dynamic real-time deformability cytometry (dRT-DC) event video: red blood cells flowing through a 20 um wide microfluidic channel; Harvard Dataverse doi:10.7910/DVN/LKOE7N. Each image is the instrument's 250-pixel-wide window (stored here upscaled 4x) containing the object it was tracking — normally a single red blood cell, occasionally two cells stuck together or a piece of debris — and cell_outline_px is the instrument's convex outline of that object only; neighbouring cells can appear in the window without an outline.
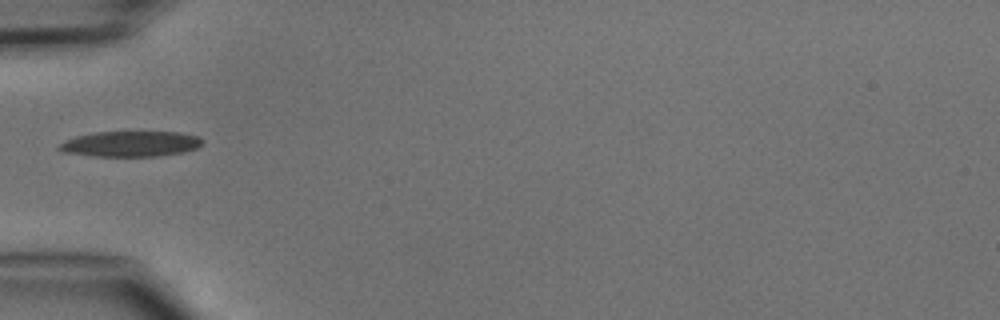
{"species": "common noctule bat (a hibernating species)", "species_latin": "Nyctalus noctula", "temperature_condition": "cold", "stored_images_in_passage": 5, "camera_frame_rate_fps": 3000, "um_per_image_px": 0.085, "animal": {"sex": "male", "body_mass_g": 15.6}, "frame": {"image": 1, "passage_image": 4, "time_ms": 3.667, "image_size_px": [1000, 320], "cell_outline_px": [[204, 140], [196, 148], [180, 152], [160, 156], [92, 156], [64, 152], [56, 148], [64, 140], [76, 136], [92, 132], [180, 132], [200, 136]], "centroid_in_image_um": [11.07, 12.22], "position_along_channel_um": 73.9, "area_um2": 21.33}}